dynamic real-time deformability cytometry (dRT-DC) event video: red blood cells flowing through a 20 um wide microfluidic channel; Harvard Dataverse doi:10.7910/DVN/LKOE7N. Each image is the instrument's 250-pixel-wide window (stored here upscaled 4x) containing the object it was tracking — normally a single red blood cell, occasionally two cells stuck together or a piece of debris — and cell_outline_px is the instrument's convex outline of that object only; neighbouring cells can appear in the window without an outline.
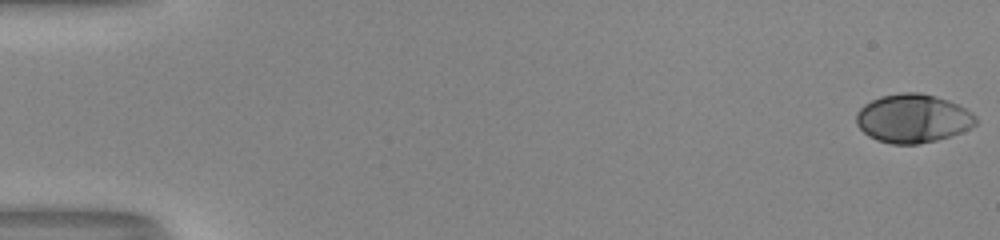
{"species": "human", "species_latin": "Homo sapiens", "temperature_condition": "room temperature", "stored_images_in_passage": 50, "camera_frame_rate_fps": 3000, "um_per_image_px": 0.085, "donor": {"sex": "male"}, "frame": {"image": 1, "passage_image": 1, "time_ms": 0.0, "image_size_px": [1000, 240], "cell_outline_px": [[976, 124], [960, 132], [936, 140], [916, 144], [892, 144], [876, 140], [868, 136], [856, 124], [856, 116], [860, 108], [864, 104], [880, 96], [900, 92], [920, 92], [948, 100], [972, 112], [976, 116]], "centroid_in_image_um": [77.56, 10.06], "position_along_channel_um": 7.4, "area_um2": 33.7}}
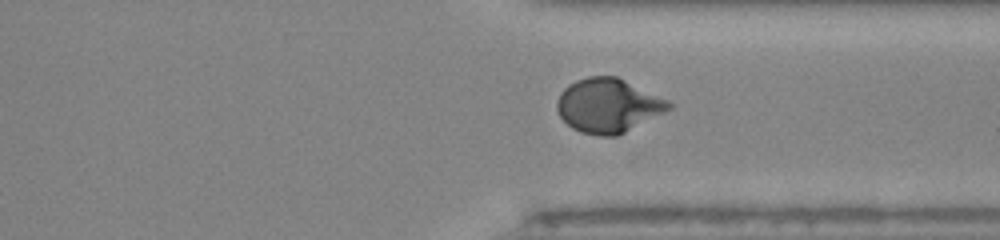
{"frame": {"image": 2, "passage_image": 41, "time_ms": 13.333, "image_size_px": [1000, 240], "cell_outline_px": [[672, 108], [616, 136], [600, 136], [580, 132], [572, 128], [560, 116], [556, 108], [556, 100], [560, 92], [568, 84], [576, 80], [588, 76], [616, 76], [668, 100], [672, 104]], "centroid_in_image_um": [51.65, 8.96], "position_along_channel_um": 359.8, "area_um2": 35.03}}
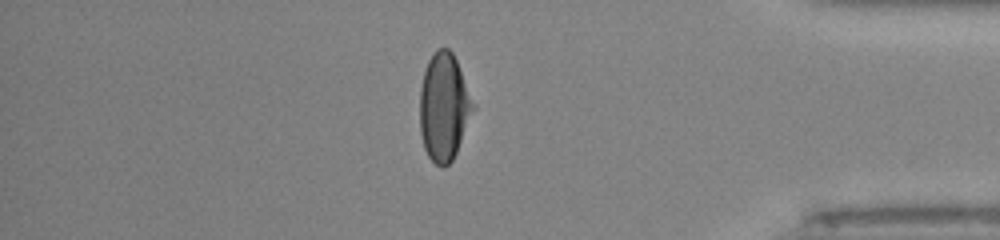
{"frame": {"image": 3, "passage_image": 46, "time_ms": 15.0, "image_size_px": [1000, 240], "cell_outline_px": [[476, 108], [456, 152], [452, 160], [444, 168], [436, 164], [428, 156], [424, 148], [420, 132], [420, 88], [424, 72], [428, 60], [432, 52], [436, 48], [448, 48], [452, 52], [456, 60], [476, 104]], "centroid_in_image_um": [37.75, 9.08], "position_along_channel_um": 397.5, "area_um2": 33.7}}